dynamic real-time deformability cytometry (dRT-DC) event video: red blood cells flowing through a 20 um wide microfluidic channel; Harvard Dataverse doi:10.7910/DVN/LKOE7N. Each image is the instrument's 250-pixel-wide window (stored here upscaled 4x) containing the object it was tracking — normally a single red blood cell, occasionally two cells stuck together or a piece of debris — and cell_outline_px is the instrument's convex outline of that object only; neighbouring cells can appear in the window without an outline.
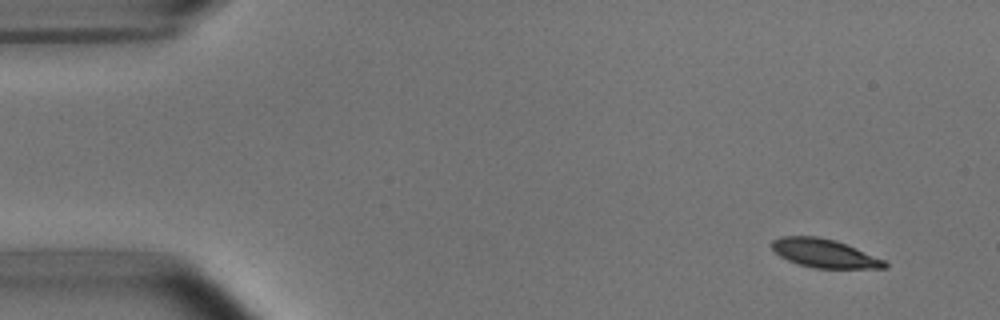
{"species": "common noctule bat (a hibernating species)", "species_latin": "Nyctalus noctula", "temperature_condition": "room temperature", "stored_images_in_passage": 4, "camera_frame_rate_fps": 3000, "um_per_image_px": 0.085, "animal": {"sex": "male", "body_mass_g": 15.6}, "frame": {"image": 1, "passage_image": 1, "time_ms": 0.0, "image_size_px": [1000, 320], "cell_outline_px": [[888, 268], [812, 268], [788, 260], [780, 256], [772, 248], [772, 240], [780, 236], [820, 236], [836, 240], [856, 248], [884, 260], [888, 264]], "centroid_in_image_um": [70.06, 21.52], "position_along_channel_um": 14.9, "area_um2": 18.73}}
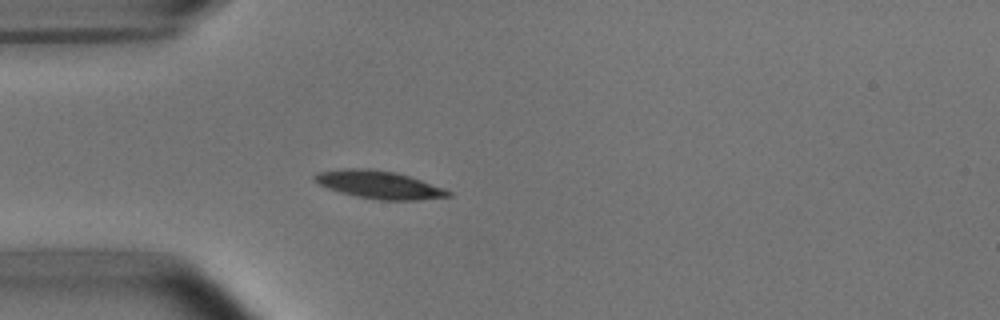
{"frame": {"image": 2, "passage_image": 4, "time_ms": 3.667, "image_size_px": [1000, 320], "cell_outline_px": [[452, 196], [420, 200], [380, 200], [356, 196], [340, 192], [328, 188], [312, 180], [312, 176], [320, 172], [344, 168], [372, 168], [396, 172], [444, 188], [452, 192]], "centroid_in_image_um": [32.22, 15.7], "position_along_channel_um": 52.8, "area_um2": 21.68}}